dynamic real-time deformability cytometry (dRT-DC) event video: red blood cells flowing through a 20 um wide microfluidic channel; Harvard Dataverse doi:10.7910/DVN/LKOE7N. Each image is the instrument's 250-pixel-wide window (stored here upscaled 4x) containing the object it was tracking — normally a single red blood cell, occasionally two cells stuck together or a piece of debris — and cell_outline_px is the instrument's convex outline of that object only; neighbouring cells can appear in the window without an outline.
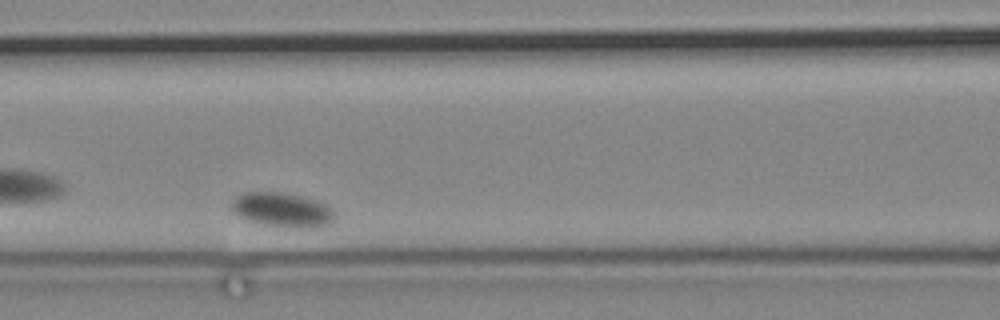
{"species": "common noctule bat (a hibernating species)", "species_latin": "Nyctalus noctula", "temperature_condition": "cold", "stored_images_in_passage": 37, "camera_frame_rate_fps": 3000, "um_per_image_px": 0.085, "animal": {"sex": "male", "body_mass_g": 19.2, "forearm_length_mm": 51.8}, "frame": {"image": 1, "passage_image": 11, "time_ms": 3.333, "image_size_px": [1000, 320], "cell_outline_px": [[332, 220], [328, 224], [300, 228], [264, 224], [248, 220], [232, 212], [232, 200], [240, 192], [280, 192], [300, 196], [328, 204], [332, 208]], "centroid_in_image_um": [23.93, 17.81], "position_along_channel_um": 142.7, "area_um2": 20.29}}
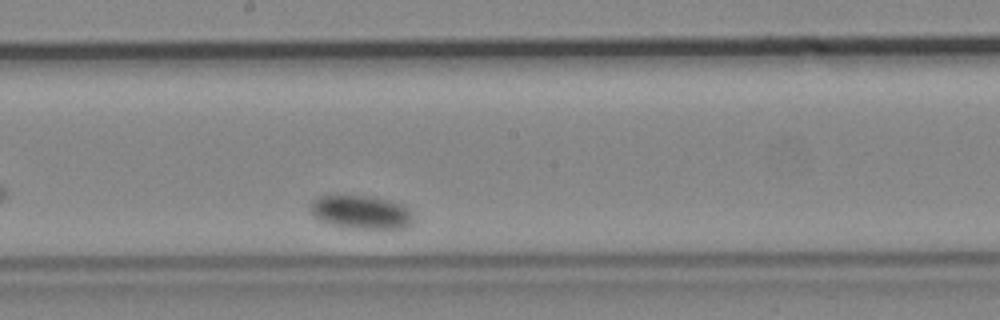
{"frame": {"image": 2, "passage_image": 20, "time_ms": 6.333, "image_size_px": [1000, 320], "cell_outline_px": [[416, 220], [412, 224], [404, 228], [352, 228], [332, 224], [320, 220], [312, 216], [308, 208], [312, 200], [320, 196], [372, 196], [392, 200], [404, 204], [412, 212]], "centroid_in_image_um": [30.73, 18.02], "position_along_channel_um": 217.5, "area_um2": 20.4}}
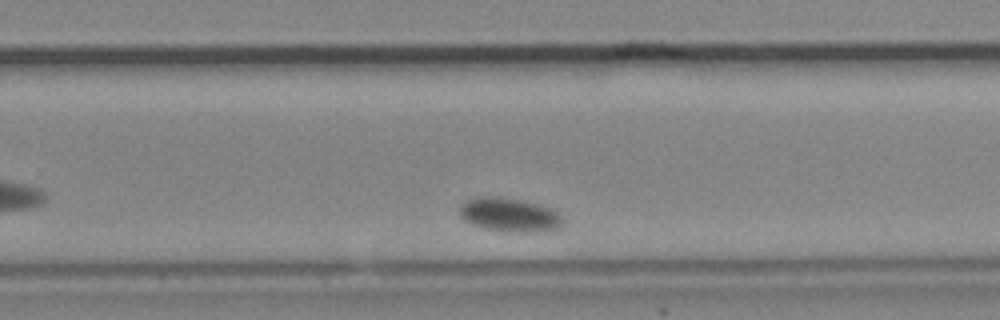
{"frame": {"image": 3, "passage_image": 28, "time_ms": 9.0, "image_size_px": [1000, 320], "cell_outline_px": [[564, 224], [548, 232], [520, 232], [480, 228], [464, 220], [460, 216], [460, 204], [476, 196], [500, 196], [520, 200], [552, 208], [560, 216]], "centroid_in_image_um": [43.29, 18.26], "position_along_channel_um": 286.5, "area_um2": 20.46}}